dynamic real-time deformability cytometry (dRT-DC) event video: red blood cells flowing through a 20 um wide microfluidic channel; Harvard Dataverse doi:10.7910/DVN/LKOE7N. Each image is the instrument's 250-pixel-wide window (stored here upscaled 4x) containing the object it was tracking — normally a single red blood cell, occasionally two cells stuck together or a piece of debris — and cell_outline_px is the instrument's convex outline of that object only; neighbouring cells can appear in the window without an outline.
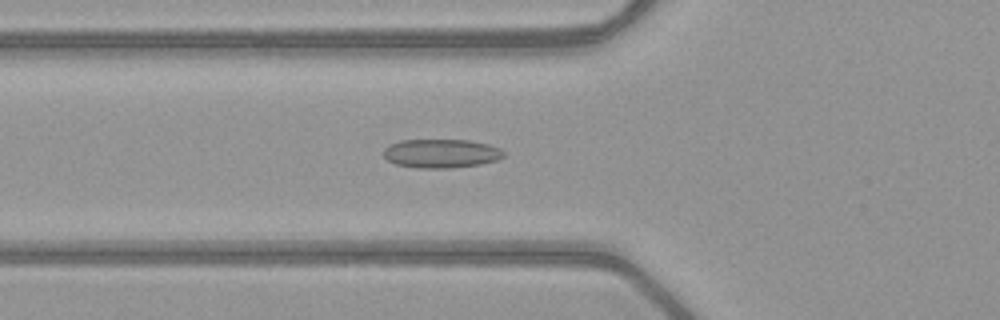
{"species": "common noctule bat (a hibernating species)", "species_latin": "Nyctalus noctula", "temperature_condition": "warm", "stored_images_in_passage": 52, "camera_frame_rate_fps": 3000, "um_per_image_px": 0.085, "animal": {"sex": "female", "body_mass_g": 21.9}, "frame": {"image": 1, "passage_image": 20, "time_ms": 6.333, "image_size_px": [1000, 320], "cell_outline_px": [[504, 156], [496, 160], [480, 164], [452, 168], [416, 168], [396, 164], [388, 160], [384, 156], [384, 148], [400, 140], [468, 140], [488, 144], [500, 148], [504, 152]], "centroid_in_image_um": [37.5, 13.04], "position_along_channel_um": 88.3, "area_um2": 20.11}}
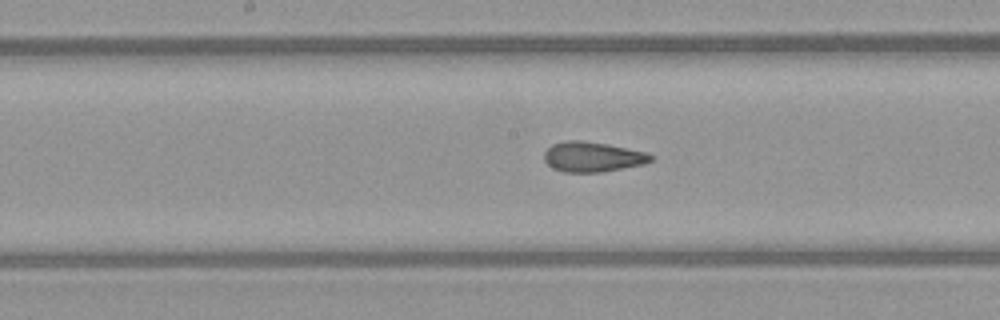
{"frame": {"image": 2, "passage_image": 28, "time_ms": 9.0, "image_size_px": [1000, 320], "cell_outline_px": [[652, 160], [644, 164], [600, 172], [564, 172], [552, 168], [544, 160], [544, 152], [552, 144], [564, 140], [580, 140], [608, 144], [648, 152], [652, 156]], "centroid_in_image_um": [50.35, 13.32], "position_along_channel_um": 197.9, "area_um2": 18.73}}
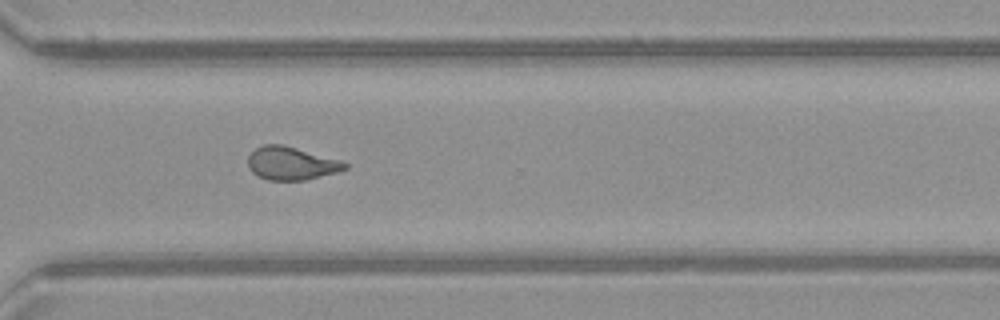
{"frame": {"image": 3, "passage_image": 39, "time_ms": 12.667, "image_size_px": [1000, 320], "cell_outline_px": [[348, 168], [336, 172], [304, 180], [268, 180], [252, 172], [248, 168], [248, 156], [256, 148], [264, 144], [284, 144], [340, 160], [348, 164]], "centroid_in_image_um": [24.74, 13.87], "position_along_channel_um": 345.9, "area_um2": 18.61}, "authors_computed_cell_mechanics": {"area_um2": 19.5075, "velocity_mm_per_s": 4.0551, "shape_relaxation_time_tau1_ms": null, "shape_relaxation_time_tau2_ms": 1.2871, "deformation_change_tau1": null, "deformation_change_tau2": 0.0777}}